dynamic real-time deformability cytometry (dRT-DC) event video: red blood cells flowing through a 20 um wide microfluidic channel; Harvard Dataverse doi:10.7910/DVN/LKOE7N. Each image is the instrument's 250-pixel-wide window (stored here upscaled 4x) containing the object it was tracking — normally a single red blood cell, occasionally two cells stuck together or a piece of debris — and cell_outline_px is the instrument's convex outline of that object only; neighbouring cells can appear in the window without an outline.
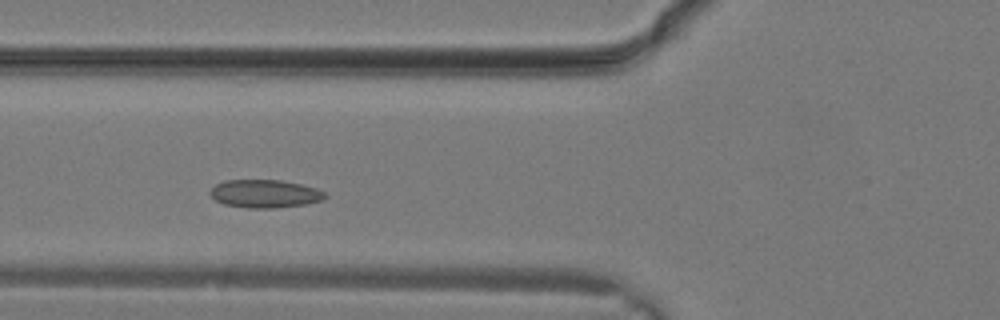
{"species": "common noctule bat (a hibernating species)", "species_latin": "Nyctalus noctula", "temperature_condition": "warm", "stored_images_in_passage": 14, "camera_frame_rate_fps": 3000, "um_per_image_px": 0.085, "animal": {"sex": "male", "body_mass_g": 19.2, "forearm_length_mm": 51.8}, "frame": {"image": 1, "passage_image": 7, "time_ms": 2.0, "image_size_px": [1000, 320], "cell_outline_px": [[328, 196], [320, 200], [304, 204], [276, 208], [248, 208], [224, 204], [216, 200], [208, 192], [216, 184], [224, 180], [280, 180], [300, 184], [316, 188], [324, 192]], "centroid_in_image_um": [22.49, 16.46], "position_along_channel_um": 103.3, "area_um2": 18.67}}
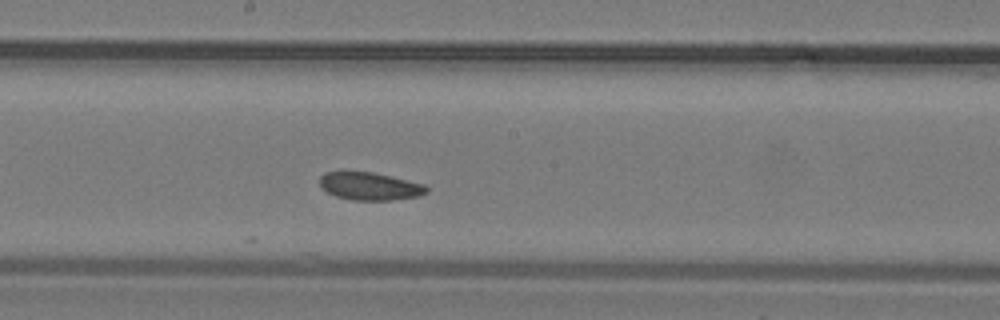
{"frame": {"image": 2, "passage_image": 12, "time_ms": 3.667, "image_size_px": [1000, 320], "cell_outline_px": [[428, 192], [420, 196], [392, 200], [352, 200], [336, 196], [328, 192], [320, 184], [320, 176], [324, 172], [372, 172], [424, 184], [428, 188]], "centroid_in_image_um": [31.46, 15.84], "position_along_channel_um": 216.7, "area_um2": 17.11}}
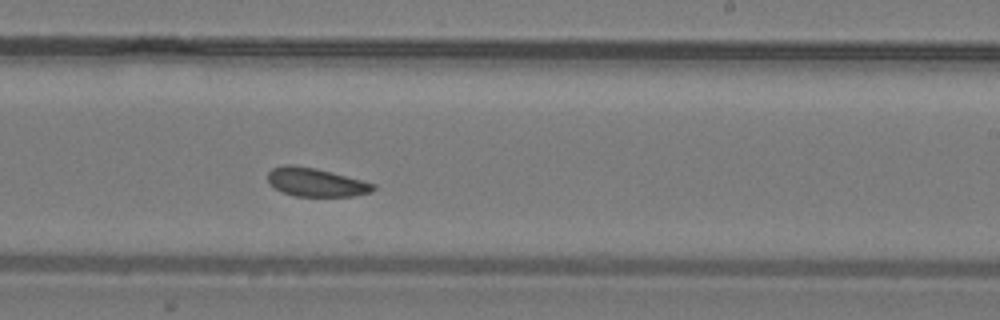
{"frame": {"image": 3, "passage_image": 14, "time_ms": 4.333, "image_size_px": [1000, 320], "cell_outline_px": [[376, 188], [372, 192], [352, 196], [292, 196], [268, 184], [268, 172], [272, 168], [284, 164], [292, 164], [316, 168], [332, 172], [376, 184]], "centroid_in_image_um": [26.84, 15.48], "position_along_channel_um": 262.2, "area_um2": 17.63}}